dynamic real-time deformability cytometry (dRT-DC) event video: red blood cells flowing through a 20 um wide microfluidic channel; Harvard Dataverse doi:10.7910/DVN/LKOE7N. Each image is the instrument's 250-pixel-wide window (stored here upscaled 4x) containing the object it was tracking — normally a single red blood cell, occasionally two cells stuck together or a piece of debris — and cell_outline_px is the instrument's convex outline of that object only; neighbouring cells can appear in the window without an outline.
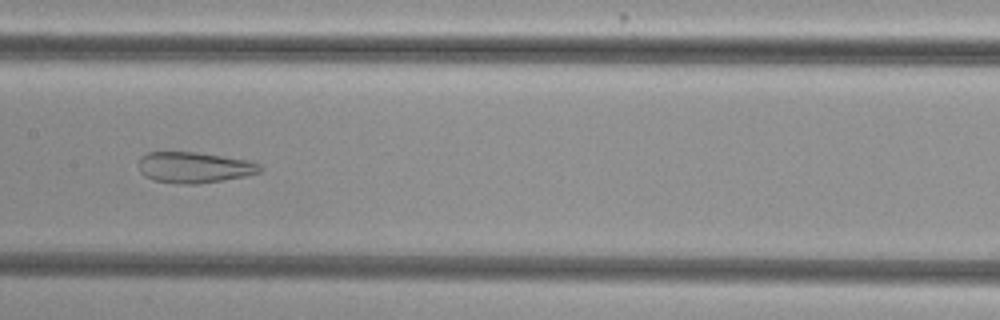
{"species": "common noctule bat (a hibernating species)", "species_latin": "Nyctalus noctula", "temperature_condition": "cold", "stored_images_in_passage": 55, "camera_frame_rate_fps": 3000, "um_per_image_px": 0.085, "animal": {"sex": "female", "body_mass_g": 29.2, "forearm_length_mm": 56.3}, "frame": {"image": 1, "passage_image": 28, "time_ms": 9.0, "image_size_px": [1000, 320], "cell_outline_px": [[264, 168], [260, 172], [244, 176], [196, 184], [180, 184], [156, 180], [144, 176], [140, 172], [140, 156], [148, 152], [196, 152], [248, 160], [260, 164]], "centroid_in_image_um": [16.52, 14.22], "position_along_channel_um": 190.9, "area_um2": 21.68}}
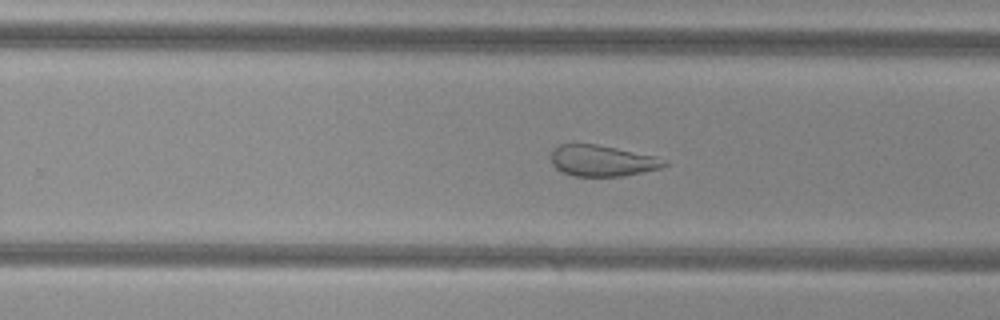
{"frame": {"image": 2, "passage_image": 35, "time_ms": 11.333, "image_size_px": [1000, 320], "cell_outline_px": [[668, 164], [660, 168], [624, 176], [576, 176], [560, 172], [552, 164], [552, 148], [560, 144], [596, 144], [656, 156], [668, 160]], "centroid_in_image_um": [51.19, 13.66], "position_along_channel_um": 278.6, "area_um2": 20.58}}
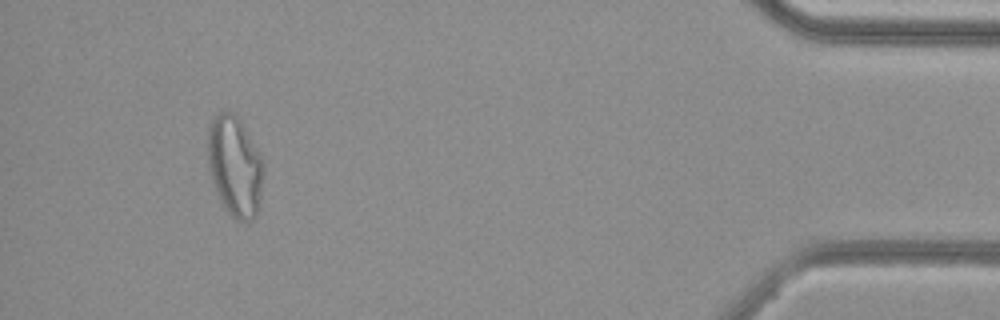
{"frame": {"image": 3, "passage_image": 51, "time_ms": 16.667, "image_size_px": [1000, 320], "cell_outline_px": [[264, 172], [260, 204], [256, 216], [252, 220], [236, 220], [224, 208], [216, 192], [208, 168], [208, 128], [212, 120], [220, 112], [232, 112], [240, 120], [264, 160]], "centroid_in_image_um": [19.98, 14.16], "position_along_channel_um": 415.2, "area_um2": 32.77}}